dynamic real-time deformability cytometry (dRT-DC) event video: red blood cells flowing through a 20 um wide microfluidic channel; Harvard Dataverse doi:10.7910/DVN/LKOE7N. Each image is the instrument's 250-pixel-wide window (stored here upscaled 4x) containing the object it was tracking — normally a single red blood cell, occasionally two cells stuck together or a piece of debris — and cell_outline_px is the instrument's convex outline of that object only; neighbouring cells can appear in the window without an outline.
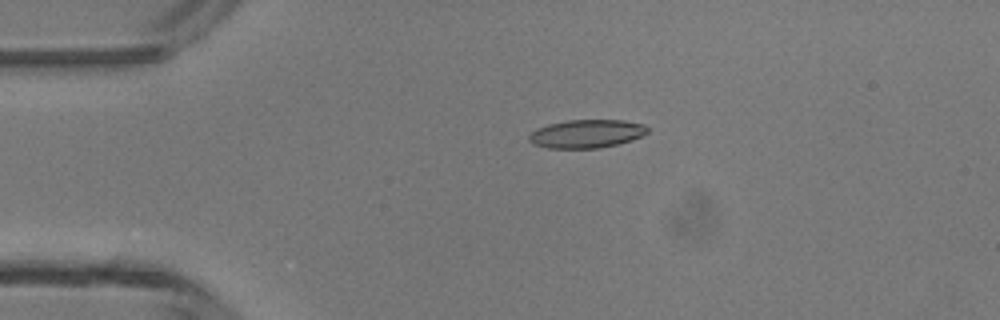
{"species": "common noctule bat (a hibernating species)", "species_latin": "Nyctalus noctula", "temperature_condition": "room temperature", "stored_images_in_passage": 4, "camera_frame_rate_fps": 3000, "um_per_image_px": 0.085, "animal": {"sex": "male", "body_mass_g": 13.3}, "frame": {"image": 1, "passage_image": 3, "time_ms": 3.0, "image_size_px": [1000, 320], "cell_outline_px": [[648, 132], [632, 140], [600, 148], [548, 148], [536, 144], [528, 140], [528, 136], [532, 132], [548, 124], [568, 120], [624, 120], [644, 124], [648, 128]], "centroid_in_image_um": [49.88, 11.36], "position_along_channel_um": 35.1, "area_um2": 19.36}}